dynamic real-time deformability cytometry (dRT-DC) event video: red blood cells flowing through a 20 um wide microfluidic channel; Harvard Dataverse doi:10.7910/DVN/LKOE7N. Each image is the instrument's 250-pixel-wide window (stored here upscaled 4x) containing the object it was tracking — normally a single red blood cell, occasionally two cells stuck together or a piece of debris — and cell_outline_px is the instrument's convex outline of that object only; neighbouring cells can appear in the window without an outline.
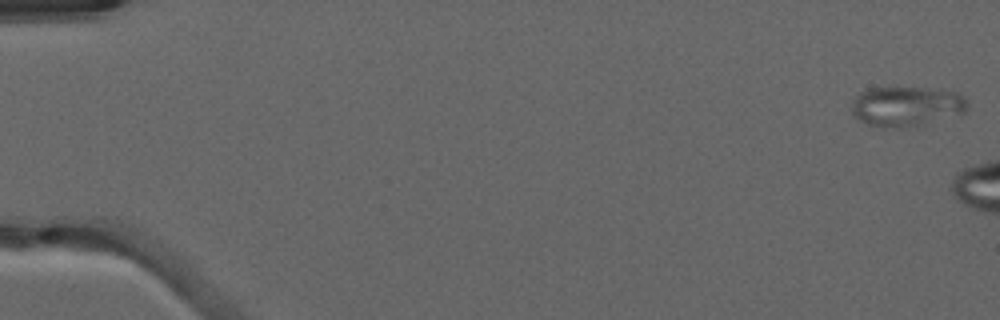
{"species": "common noctule bat (a hibernating species)", "species_latin": "Nyctalus noctula", "temperature_condition": "warm", "stored_images_in_passage": 6, "camera_frame_rate_fps": 3000, "um_per_image_px": 0.085, "animal": {"sex": "male", "forearm_length_mm": 52.5}, "frame": {"image": 1, "passage_image": 1, "time_ms": 0.0, "image_size_px": [1000, 320], "cell_outline_px": [[968, 108], [960, 116], [924, 124], [900, 128], [884, 128], [868, 124], [852, 116], [852, 100], [860, 92], [868, 88], [940, 88], [956, 92], [964, 96], [968, 100]], "centroid_in_image_um": [77.1, 9.04], "position_along_channel_um": 7.9, "area_um2": 27.57}}